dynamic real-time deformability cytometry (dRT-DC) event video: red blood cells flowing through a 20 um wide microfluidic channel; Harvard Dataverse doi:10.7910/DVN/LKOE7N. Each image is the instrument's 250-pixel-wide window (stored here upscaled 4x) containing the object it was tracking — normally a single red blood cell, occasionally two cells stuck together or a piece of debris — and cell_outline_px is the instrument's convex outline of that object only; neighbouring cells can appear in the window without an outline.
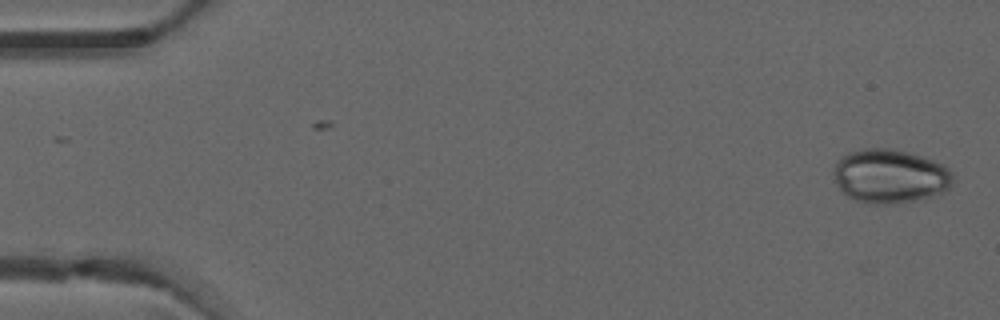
{"species": "common noctule bat (a hibernating species)", "species_latin": "Nyctalus noctula", "temperature_condition": "warm", "stored_images_in_passage": 4, "camera_frame_rate_fps": 3000, "um_per_image_px": 0.085, "animal": {"sex": "male", "forearm_length_mm": 52.5}, "frame": {"image": 1, "passage_image": 4, "time_ms": 1.0, "image_size_px": [1000, 320], "cell_outline_px": [[952, 184], [948, 188], [924, 200], [896, 204], [872, 204], [856, 200], [848, 196], [840, 188], [832, 172], [836, 160], [840, 156], [848, 152], [864, 148], [892, 148], [920, 156], [944, 164], [952, 172]], "centroid_in_image_um": [75.64, 14.97], "position_along_channel_um": 9.4, "area_um2": 37.8}}